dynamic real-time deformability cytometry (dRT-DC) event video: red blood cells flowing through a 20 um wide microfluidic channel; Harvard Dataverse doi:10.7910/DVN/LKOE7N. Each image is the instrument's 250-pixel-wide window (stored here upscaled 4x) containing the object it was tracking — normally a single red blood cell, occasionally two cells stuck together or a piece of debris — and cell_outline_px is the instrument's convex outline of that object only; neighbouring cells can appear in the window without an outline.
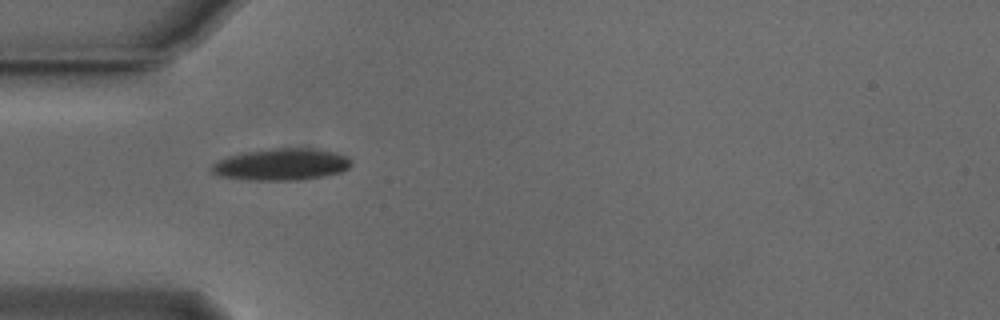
{"species": "Egyptian fruit bat (a non-hibernating species)", "species_latin": "Rousettus aegyptiacus", "temperature_condition": "cold", "stored_images_in_passage": 22, "camera_frame_rate_fps": 3000, "um_per_image_px": 0.085, "animal": {"sex": "male"}, "frame": {"image": 1, "passage_image": 1, "time_ms": 0.0, "image_size_px": [1000, 320], "cell_outline_px": [[352, 164], [348, 168], [340, 172], [324, 176], [300, 180], [248, 180], [220, 176], [212, 172], [208, 168], [212, 164], [228, 156], [244, 152], [272, 148], [308, 148], [332, 152], [348, 156], [352, 160]], "centroid_in_image_um": [23.91, 13.98], "position_along_channel_um": 61.1, "area_um2": 25.89}}
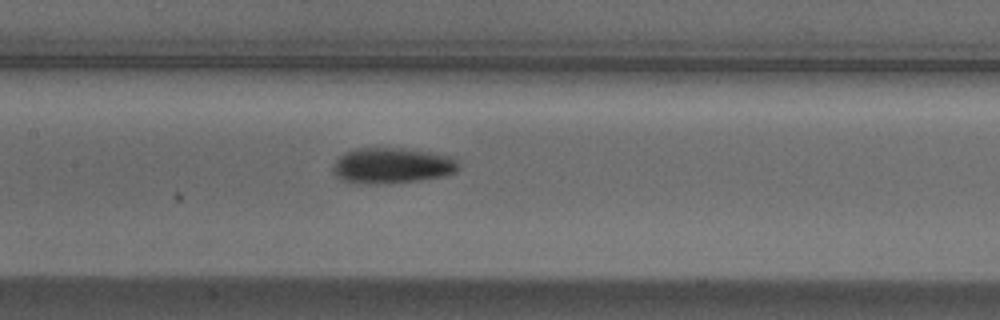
{"frame": {"image": 2, "passage_image": 10, "time_ms": 3.0, "image_size_px": [1000, 320], "cell_outline_px": [[460, 168], [456, 172], [444, 176], [420, 180], [376, 184], [364, 184], [344, 180], [336, 176], [332, 172], [332, 168], [336, 160], [344, 152], [356, 148], [400, 148], [432, 152], [452, 156], [460, 164]], "centroid_in_image_um": [33.34, 14.07], "position_along_channel_um": 174.1, "area_um2": 26.3}}
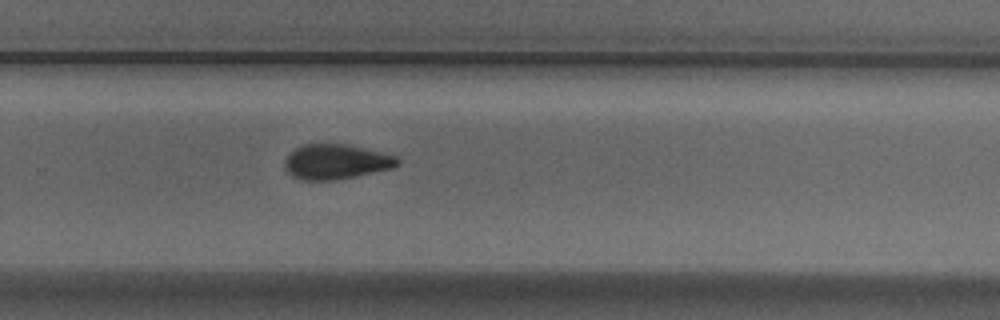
{"frame": {"image": 3, "passage_image": 20, "time_ms": 6.333, "image_size_px": [1000, 320], "cell_outline_px": [[400, 164], [392, 168], [356, 176], [332, 180], [300, 180], [292, 176], [284, 168], [284, 160], [296, 148], [304, 144], [348, 144], [396, 156], [400, 160]], "centroid_in_image_um": [28.56, 13.75], "position_along_channel_um": 301.2, "area_um2": 22.89}}